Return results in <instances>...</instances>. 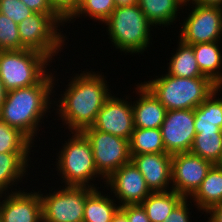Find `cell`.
<instances>
[{"instance_id":"obj_25","label":"cell","mask_w":222,"mask_h":222,"mask_svg":"<svg viewBox=\"0 0 222 222\" xmlns=\"http://www.w3.org/2000/svg\"><path fill=\"white\" fill-rule=\"evenodd\" d=\"M176 52L172 54L167 71V74L175 77L185 78H197L206 77L204 76L197 64L194 50L191 45L183 43L180 39L178 40V48Z\"/></svg>"},{"instance_id":"obj_38","label":"cell","mask_w":222,"mask_h":222,"mask_svg":"<svg viewBox=\"0 0 222 222\" xmlns=\"http://www.w3.org/2000/svg\"><path fill=\"white\" fill-rule=\"evenodd\" d=\"M111 222H129L127 216L119 209L113 216Z\"/></svg>"},{"instance_id":"obj_30","label":"cell","mask_w":222,"mask_h":222,"mask_svg":"<svg viewBox=\"0 0 222 222\" xmlns=\"http://www.w3.org/2000/svg\"><path fill=\"white\" fill-rule=\"evenodd\" d=\"M26 49L21 44L18 24L0 13V51Z\"/></svg>"},{"instance_id":"obj_3","label":"cell","mask_w":222,"mask_h":222,"mask_svg":"<svg viewBox=\"0 0 222 222\" xmlns=\"http://www.w3.org/2000/svg\"><path fill=\"white\" fill-rule=\"evenodd\" d=\"M143 83L158 98L167 111L195 109L219 88L208 77L185 78L170 74Z\"/></svg>"},{"instance_id":"obj_24","label":"cell","mask_w":222,"mask_h":222,"mask_svg":"<svg viewBox=\"0 0 222 222\" xmlns=\"http://www.w3.org/2000/svg\"><path fill=\"white\" fill-rule=\"evenodd\" d=\"M185 197L174 190L152 192L141 205L145 209L150 222H165L172 210Z\"/></svg>"},{"instance_id":"obj_36","label":"cell","mask_w":222,"mask_h":222,"mask_svg":"<svg viewBox=\"0 0 222 222\" xmlns=\"http://www.w3.org/2000/svg\"><path fill=\"white\" fill-rule=\"evenodd\" d=\"M205 214L210 215L207 222H222V204L212 206Z\"/></svg>"},{"instance_id":"obj_23","label":"cell","mask_w":222,"mask_h":222,"mask_svg":"<svg viewBox=\"0 0 222 222\" xmlns=\"http://www.w3.org/2000/svg\"><path fill=\"white\" fill-rule=\"evenodd\" d=\"M94 189L87 197L84 207L83 222H111L113 216L120 209L116 199L105 192ZM107 195V196H106Z\"/></svg>"},{"instance_id":"obj_40","label":"cell","mask_w":222,"mask_h":222,"mask_svg":"<svg viewBox=\"0 0 222 222\" xmlns=\"http://www.w3.org/2000/svg\"><path fill=\"white\" fill-rule=\"evenodd\" d=\"M6 96H7V90L5 89V86L3 85V82L0 78V109L6 99Z\"/></svg>"},{"instance_id":"obj_37","label":"cell","mask_w":222,"mask_h":222,"mask_svg":"<svg viewBox=\"0 0 222 222\" xmlns=\"http://www.w3.org/2000/svg\"><path fill=\"white\" fill-rule=\"evenodd\" d=\"M191 4L222 7V0H189Z\"/></svg>"},{"instance_id":"obj_15","label":"cell","mask_w":222,"mask_h":222,"mask_svg":"<svg viewBox=\"0 0 222 222\" xmlns=\"http://www.w3.org/2000/svg\"><path fill=\"white\" fill-rule=\"evenodd\" d=\"M33 192L27 193L19 187L18 191L15 189L14 192L0 194L1 222H42L39 191Z\"/></svg>"},{"instance_id":"obj_1","label":"cell","mask_w":222,"mask_h":222,"mask_svg":"<svg viewBox=\"0 0 222 222\" xmlns=\"http://www.w3.org/2000/svg\"><path fill=\"white\" fill-rule=\"evenodd\" d=\"M88 71H81L68 79L71 81L65 92L63 90L61 97L53 101L54 110L59 115L57 120H62V126L65 125L70 132H81L92 126L105 101L113 95L104 75Z\"/></svg>"},{"instance_id":"obj_35","label":"cell","mask_w":222,"mask_h":222,"mask_svg":"<svg viewBox=\"0 0 222 222\" xmlns=\"http://www.w3.org/2000/svg\"><path fill=\"white\" fill-rule=\"evenodd\" d=\"M120 210L127 216L129 222H150L141 204L124 205L120 207Z\"/></svg>"},{"instance_id":"obj_12","label":"cell","mask_w":222,"mask_h":222,"mask_svg":"<svg viewBox=\"0 0 222 222\" xmlns=\"http://www.w3.org/2000/svg\"><path fill=\"white\" fill-rule=\"evenodd\" d=\"M213 164L191 152L172 155V190L190 198L201 186Z\"/></svg>"},{"instance_id":"obj_14","label":"cell","mask_w":222,"mask_h":222,"mask_svg":"<svg viewBox=\"0 0 222 222\" xmlns=\"http://www.w3.org/2000/svg\"><path fill=\"white\" fill-rule=\"evenodd\" d=\"M91 127L130 140L134 130L132 101L111 95L98 112Z\"/></svg>"},{"instance_id":"obj_28","label":"cell","mask_w":222,"mask_h":222,"mask_svg":"<svg viewBox=\"0 0 222 222\" xmlns=\"http://www.w3.org/2000/svg\"><path fill=\"white\" fill-rule=\"evenodd\" d=\"M33 142L19 129L9 126L0 118V153L33 152Z\"/></svg>"},{"instance_id":"obj_39","label":"cell","mask_w":222,"mask_h":222,"mask_svg":"<svg viewBox=\"0 0 222 222\" xmlns=\"http://www.w3.org/2000/svg\"><path fill=\"white\" fill-rule=\"evenodd\" d=\"M116 7H126L138 4V0H114Z\"/></svg>"},{"instance_id":"obj_26","label":"cell","mask_w":222,"mask_h":222,"mask_svg":"<svg viewBox=\"0 0 222 222\" xmlns=\"http://www.w3.org/2000/svg\"><path fill=\"white\" fill-rule=\"evenodd\" d=\"M130 155L166 152L160 128L134 127L129 140Z\"/></svg>"},{"instance_id":"obj_10","label":"cell","mask_w":222,"mask_h":222,"mask_svg":"<svg viewBox=\"0 0 222 222\" xmlns=\"http://www.w3.org/2000/svg\"><path fill=\"white\" fill-rule=\"evenodd\" d=\"M189 6H188V5ZM184 6H192L188 16L183 20L178 38L185 44L194 45L222 40V7L190 4L185 1Z\"/></svg>"},{"instance_id":"obj_31","label":"cell","mask_w":222,"mask_h":222,"mask_svg":"<svg viewBox=\"0 0 222 222\" xmlns=\"http://www.w3.org/2000/svg\"><path fill=\"white\" fill-rule=\"evenodd\" d=\"M0 13L19 24L34 12L20 0H0Z\"/></svg>"},{"instance_id":"obj_21","label":"cell","mask_w":222,"mask_h":222,"mask_svg":"<svg viewBox=\"0 0 222 222\" xmlns=\"http://www.w3.org/2000/svg\"><path fill=\"white\" fill-rule=\"evenodd\" d=\"M184 4L185 0H138L142 12L155 28L173 25Z\"/></svg>"},{"instance_id":"obj_16","label":"cell","mask_w":222,"mask_h":222,"mask_svg":"<svg viewBox=\"0 0 222 222\" xmlns=\"http://www.w3.org/2000/svg\"><path fill=\"white\" fill-rule=\"evenodd\" d=\"M131 161L144 176L151 192L172 190V155L166 152L131 155Z\"/></svg>"},{"instance_id":"obj_33","label":"cell","mask_w":222,"mask_h":222,"mask_svg":"<svg viewBox=\"0 0 222 222\" xmlns=\"http://www.w3.org/2000/svg\"><path fill=\"white\" fill-rule=\"evenodd\" d=\"M53 9L67 21L78 9L80 0H49Z\"/></svg>"},{"instance_id":"obj_18","label":"cell","mask_w":222,"mask_h":222,"mask_svg":"<svg viewBox=\"0 0 222 222\" xmlns=\"http://www.w3.org/2000/svg\"><path fill=\"white\" fill-rule=\"evenodd\" d=\"M29 154L31 155V152L0 153V194L14 192L11 187L18 185L19 181L28 175V168H31L28 163L31 161Z\"/></svg>"},{"instance_id":"obj_5","label":"cell","mask_w":222,"mask_h":222,"mask_svg":"<svg viewBox=\"0 0 222 222\" xmlns=\"http://www.w3.org/2000/svg\"><path fill=\"white\" fill-rule=\"evenodd\" d=\"M72 137L64 141L56 158L57 175L65 186L90 187L97 189L91 182L95 178L106 180L98 173L90 142L80 131L70 132ZM60 153V154H59ZM59 173V174H58ZM92 183V184H91Z\"/></svg>"},{"instance_id":"obj_32","label":"cell","mask_w":222,"mask_h":222,"mask_svg":"<svg viewBox=\"0 0 222 222\" xmlns=\"http://www.w3.org/2000/svg\"><path fill=\"white\" fill-rule=\"evenodd\" d=\"M32 12L51 15L61 26H65L66 21L53 9L49 0H20Z\"/></svg>"},{"instance_id":"obj_20","label":"cell","mask_w":222,"mask_h":222,"mask_svg":"<svg viewBox=\"0 0 222 222\" xmlns=\"http://www.w3.org/2000/svg\"><path fill=\"white\" fill-rule=\"evenodd\" d=\"M197 210L208 211L212 206L222 204V169L213 165L203 179L201 186L189 198Z\"/></svg>"},{"instance_id":"obj_27","label":"cell","mask_w":222,"mask_h":222,"mask_svg":"<svg viewBox=\"0 0 222 222\" xmlns=\"http://www.w3.org/2000/svg\"><path fill=\"white\" fill-rule=\"evenodd\" d=\"M190 152L216 165L222 153V132L196 134Z\"/></svg>"},{"instance_id":"obj_41","label":"cell","mask_w":222,"mask_h":222,"mask_svg":"<svg viewBox=\"0 0 222 222\" xmlns=\"http://www.w3.org/2000/svg\"><path fill=\"white\" fill-rule=\"evenodd\" d=\"M216 166L222 169V153L219 161L216 163Z\"/></svg>"},{"instance_id":"obj_11","label":"cell","mask_w":222,"mask_h":222,"mask_svg":"<svg viewBox=\"0 0 222 222\" xmlns=\"http://www.w3.org/2000/svg\"><path fill=\"white\" fill-rule=\"evenodd\" d=\"M194 109L166 111L160 127L167 154L190 152L195 138Z\"/></svg>"},{"instance_id":"obj_34","label":"cell","mask_w":222,"mask_h":222,"mask_svg":"<svg viewBox=\"0 0 222 222\" xmlns=\"http://www.w3.org/2000/svg\"><path fill=\"white\" fill-rule=\"evenodd\" d=\"M189 198H184L173 210L172 212L169 214V216L165 219V222H190V214L192 213V211L190 212V203H191V199L190 201ZM190 202V203H188ZM188 203V204H187ZM189 208H188V207ZM190 213V214H189ZM192 222V221H191Z\"/></svg>"},{"instance_id":"obj_22","label":"cell","mask_w":222,"mask_h":222,"mask_svg":"<svg viewBox=\"0 0 222 222\" xmlns=\"http://www.w3.org/2000/svg\"><path fill=\"white\" fill-rule=\"evenodd\" d=\"M220 42L191 45L201 73L222 87V51Z\"/></svg>"},{"instance_id":"obj_4","label":"cell","mask_w":222,"mask_h":222,"mask_svg":"<svg viewBox=\"0 0 222 222\" xmlns=\"http://www.w3.org/2000/svg\"><path fill=\"white\" fill-rule=\"evenodd\" d=\"M104 24L108 26L106 32L111 44L120 52L139 55L150 47L151 27L154 26L138 4L116 7Z\"/></svg>"},{"instance_id":"obj_9","label":"cell","mask_w":222,"mask_h":222,"mask_svg":"<svg viewBox=\"0 0 222 222\" xmlns=\"http://www.w3.org/2000/svg\"><path fill=\"white\" fill-rule=\"evenodd\" d=\"M81 132L90 142L96 169L105 180L131 161L129 140L93 129L91 126Z\"/></svg>"},{"instance_id":"obj_17","label":"cell","mask_w":222,"mask_h":222,"mask_svg":"<svg viewBox=\"0 0 222 222\" xmlns=\"http://www.w3.org/2000/svg\"><path fill=\"white\" fill-rule=\"evenodd\" d=\"M136 86L135 92L139 98L132 103L134 127L160 128L165 118L166 108L143 82Z\"/></svg>"},{"instance_id":"obj_13","label":"cell","mask_w":222,"mask_h":222,"mask_svg":"<svg viewBox=\"0 0 222 222\" xmlns=\"http://www.w3.org/2000/svg\"><path fill=\"white\" fill-rule=\"evenodd\" d=\"M105 187L115 196L118 205L141 204L152 192L147 187L144 176L135 164L130 161L116 170L108 179Z\"/></svg>"},{"instance_id":"obj_8","label":"cell","mask_w":222,"mask_h":222,"mask_svg":"<svg viewBox=\"0 0 222 222\" xmlns=\"http://www.w3.org/2000/svg\"><path fill=\"white\" fill-rule=\"evenodd\" d=\"M59 188L46 195L39 190L42 222H83L86 197L94 188L64 185Z\"/></svg>"},{"instance_id":"obj_2","label":"cell","mask_w":222,"mask_h":222,"mask_svg":"<svg viewBox=\"0 0 222 222\" xmlns=\"http://www.w3.org/2000/svg\"><path fill=\"white\" fill-rule=\"evenodd\" d=\"M56 81L58 77L49 72L38 84L7 91L0 118L9 126L19 129L34 143L42 119L51 112L49 109L54 108L51 95L56 92L53 90Z\"/></svg>"},{"instance_id":"obj_6","label":"cell","mask_w":222,"mask_h":222,"mask_svg":"<svg viewBox=\"0 0 222 222\" xmlns=\"http://www.w3.org/2000/svg\"><path fill=\"white\" fill-rule=\"evenodd\" d=\"M51 62L31 49L0 51V78L7 91L35 85L50 72Z\"/></svg>"},{"instance_id":"obj_29","label":"cell","mask_w":222,"mask_h":222,"mask_svg":"<svg viewBox=\"0 0 222 222\" xmlns=\"http://www.w3.org/2000/svg\"><path fill=\"white\" fill-rule=\"evenodd\" d=\"M115 8L114 0H82L76 12L66 22L70 23L71 20L74 21L83 15L94 19V22L104 23Z\"/></svg>"},{"instance_id":"obj_19","label":"cell","mask_w":222,"mask_h":222,"mask_svg":"<svg viewBox=\"0 0 222 222\" xmlns=\"http://www.w3.org/2000/svg\"><path fill=\"white\" fill-rule=\"evenodd\" d=\"M220 90L222 92V87L216 89L202 104L194 109L196 134L200 132H222V96L220 98L218 96Z\"/></svg>"},{"instance_id":"obj_7","label":"cell","mask_w":222,"mask_h":222,"mask_svg":"<svg viewBox=\"0 0 222 222\" xmlns=\"http://www.w3.org/2000/svg\"><path fill=\"white\" fill-rule=\"evenodd\" d=\"M60 26L49 14L33 13L18 24L21 44L26 49L41 52L54 60L64 45H67L66 34L64 36L63 31H60Z\"/></svg>"}]
</instances>
